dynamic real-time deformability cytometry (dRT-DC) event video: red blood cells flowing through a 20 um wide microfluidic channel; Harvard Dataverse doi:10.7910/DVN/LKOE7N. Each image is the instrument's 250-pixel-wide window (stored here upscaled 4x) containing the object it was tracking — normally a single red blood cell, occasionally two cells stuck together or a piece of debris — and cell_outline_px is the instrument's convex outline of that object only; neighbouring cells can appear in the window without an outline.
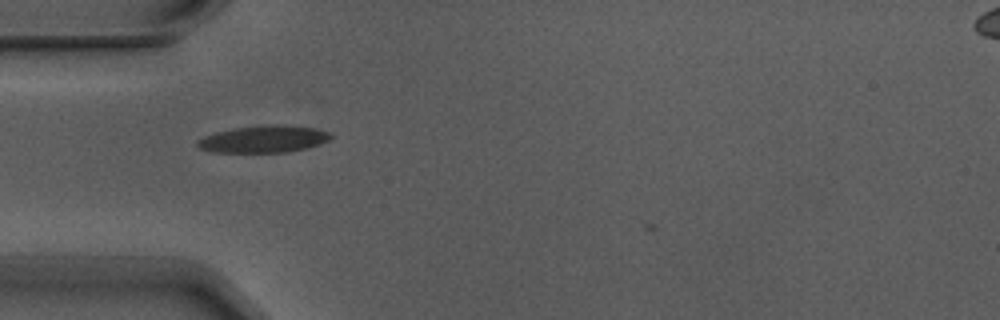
{"species": "Egyptian fruit bat (a non-hibernating species)", "species_latin": "Rousettus aegyptiacus", "temperature_condition": "warm", "stored_images_in_passage": 4, "camera_frame_rate_fps": 3000, "um_per_image_px": 0.085, "animal": {"sex": "male"}, "frame": {"image": 1, "passage_image": 3, "time_ms": 0.667, "image_size_px": [1000, 320], "cell_outline_px": [[332, 136], [328, 140], [320, 144], [288, 152], [212, 152], [200, 148], [196, 144], [196, 140], [204, 136], [216, 132], [236, 128], [276, 124], [312, 128], [332, 132]], "centroid_in_image_um": [22.4, 11.83], "position_along_channel_um": 62.6, "area_um2": 20.75}}